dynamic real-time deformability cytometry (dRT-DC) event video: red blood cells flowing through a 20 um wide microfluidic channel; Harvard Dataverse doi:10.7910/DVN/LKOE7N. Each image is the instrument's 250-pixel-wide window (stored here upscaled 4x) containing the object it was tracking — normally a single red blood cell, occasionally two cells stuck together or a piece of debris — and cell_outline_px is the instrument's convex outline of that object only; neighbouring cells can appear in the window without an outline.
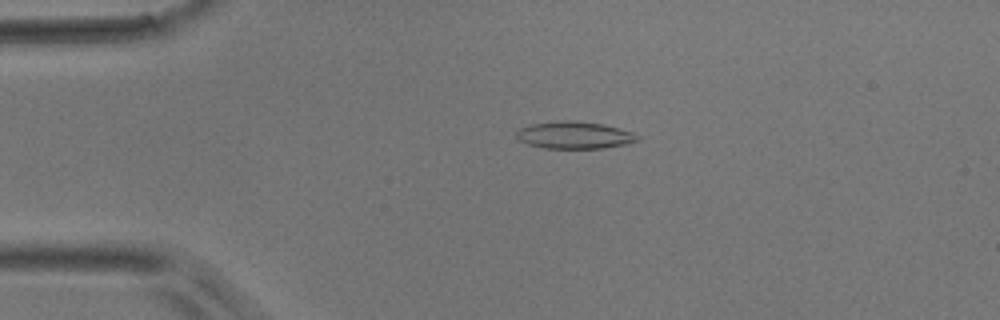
{"species": "common noctule bat (a hibernating species)", "species_latin": "Nyctalus noctula", "temperature_condition": "room temperature", "stored_images_in_passage": 16, "camera_frame_rate_fps": 3000, "um_per_image_px": 0.085, "animal": {"sex": "male", "body_mass_g": 17.9}, "frame": {"image": 1, "passage_image": 6, "time_ms": 1.667, "image_size_px": [1000, 320], "cell_outline_px": [[640, 140], [628, 144], [604, 148], [544, 148], [528, 144], [520, 140], [516, 136], [516, 132], [520, 128], [532, 124], [564, 120], [576, 120], [604, 124], [632, 132], [640, 136]], "centroid_in_image_um": [48.87, 11.48], "position_along_channel_um": 36.1, "area_um2": 19.25}}
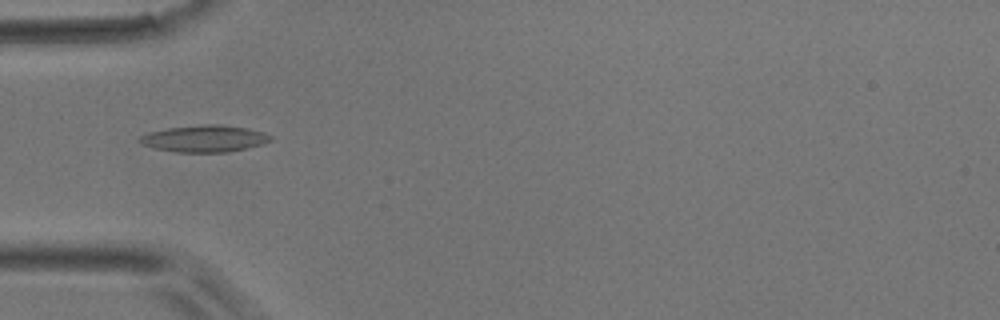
{"frame": {"image": 2, "passage_image": 11, "time_ms": 3.333, "image_size_px": [1000, 320], "cell_outline_px": [[272, 140], [264, 144], [228, 152], [176, 152], [156, 148], [140, 144], [136, 140], [140, 136], [148, 132], [168, 128], [204, 124], [216, 124], [248, 128], [264, 132], [272, 136]], "centroid_in_image_um": [17.38, 11.78], "position_along_channel_um": 67.6, "area_um2": 20.52}}
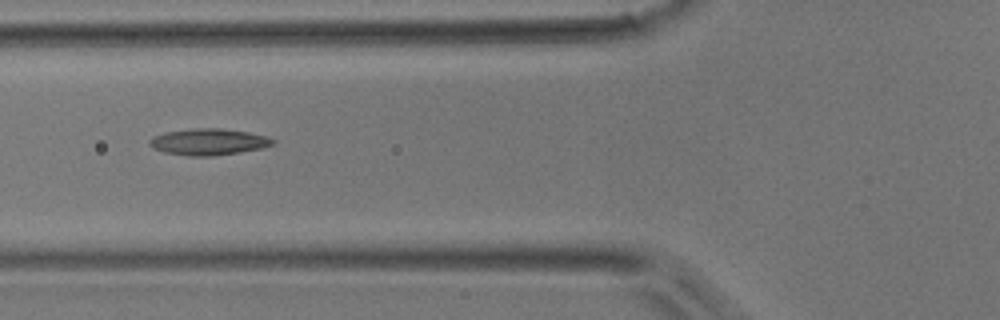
{"frame": {"image": 3, "passage_image": 14, "time_ms": 4.333, "image_size_px": [1000, 320], "cell_outline_px": [[276, 140], [272, 144], [260, 148], [240, 152], [212, 156], [188, 156], [164, 152], [152, 148], [148, 144], [148, 140], [152, 136], [164, 132], [196, 128], [220, 128], [248, 132], [268, 136]], "centroid_in_image_um": [17.68, 12.05], "position_along_channel_um": 108.1, "area_um2": 19.07}}